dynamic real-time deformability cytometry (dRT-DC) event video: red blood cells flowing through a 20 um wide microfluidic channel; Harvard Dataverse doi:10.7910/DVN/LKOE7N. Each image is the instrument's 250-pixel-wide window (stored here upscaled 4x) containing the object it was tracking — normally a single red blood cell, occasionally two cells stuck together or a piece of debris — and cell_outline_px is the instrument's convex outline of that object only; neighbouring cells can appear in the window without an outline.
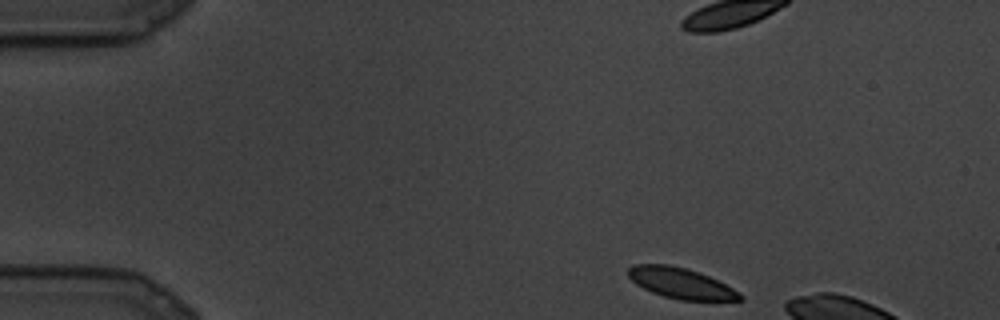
{"species": "common noctule bat (a hibernating species)", "species_latin": "Nyctalus noctula", "temperature_condition": "cold", "stored_images_in_passage": 9, "camera_frame_rate_fps": 3000, "um_per_image_px": 0.085, "animal": {"sex": "male", "body_mass_g": 19.5, "forearm_length_mm": 54.6}, "frame": {"image": 1, "passage_image": 1, "time_ms": 0.0, "image_size_px": [1000, 320], "cell_outline_px": [[744, 300], [680, 300], [664, 296], [652, 292], [636, 284], [628, 276], [628, 268], [632, 264], [668, 264], [688, 268], [708, 276], [740, 292], [744, 296]], "centroid_in_image_um": [57.86, 24.06], "position_along_channel_um": 27.1, "area_um2": 19.88}}